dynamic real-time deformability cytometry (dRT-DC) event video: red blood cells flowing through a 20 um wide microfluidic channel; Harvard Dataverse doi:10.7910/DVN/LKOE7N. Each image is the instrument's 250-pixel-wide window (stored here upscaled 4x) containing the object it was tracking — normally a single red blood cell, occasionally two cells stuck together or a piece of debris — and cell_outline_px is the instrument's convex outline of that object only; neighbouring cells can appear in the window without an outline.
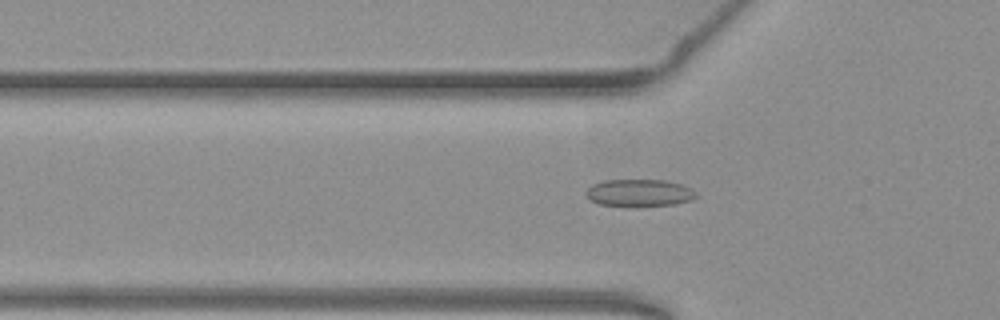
{"species": "common noctule bat (a hibernating species)", "species_latin": "Nyctalus noctula", "temperature_condition": "warm", "stored_images_in_passage": 53, "camera_frame_rate_fps": 3000, "um_per_image_px": 0.085, "animal": {"sex": "female", "body_mass_g": 19.3, "forearm_length_mm": 54.1}, "frame": {"image": 1, "passage_image": 17, "time_ms": 5.333, "image_size_px": [1000, 320], "cell_outline_px": [[696, 196], [692, 200], [672, 204], [600, 204], [592, 200], [588, 196], [588, 188], [592, 184], [604, 180], [664, 180], [680, 184], [696, 192]], "centroid_in_image_um": [54.36, 16.35], "position_along_channel_um": 71.4, "area_um2": 16.47}}
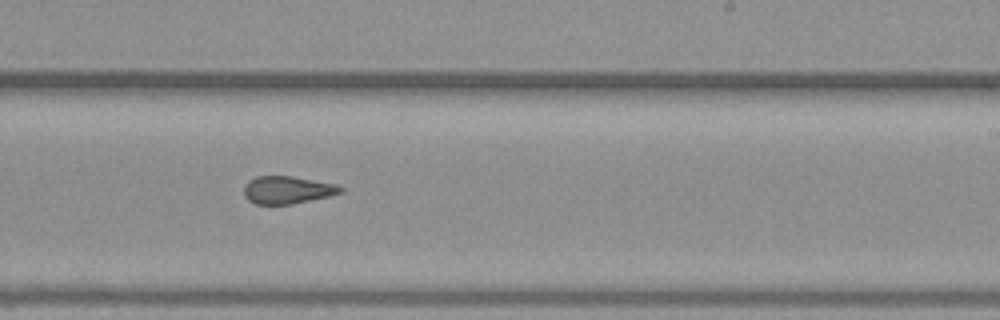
{"frame": {"image": 2, "passage_image": 32, "time_ms": 10.333, "image_size_px": [1000, 320], "cell_outline_px": [[344, 188], [340, 192], [328, 196], [292, 204], [256, 204], [248, 200], [244, 196], [244, 184], [248, 180], [256, 176], [292, 176], [336, 184]], "centroid_in_image_um": [24.37, 16.13], "position_along_channel_um": 264.6, "area_um2": 15.49}}
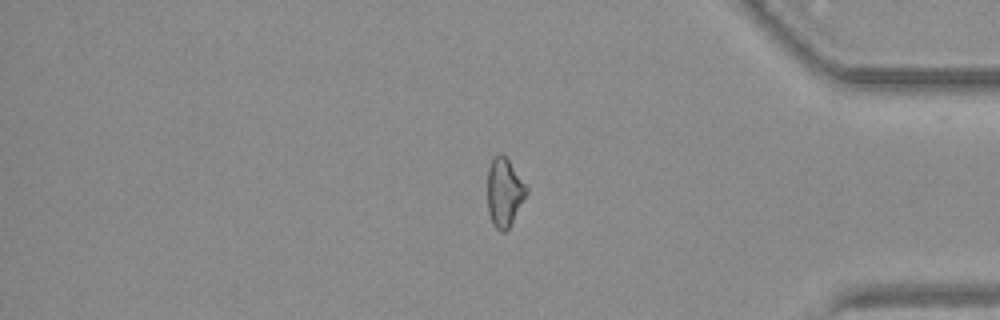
{"frame": {"image": 3, "passage_image": 44, "time_ms": 14.333, "image_size_px": [1000, 320], "cell_outline_px": [[528, 192], [508, 228], [504, 232], [500, 232], [492, 224], [488, 212], [488, 168], [492, 156], [500, 152], [508, 160], [528, 188]], "centroid_in_image_um": [42.84, 16.33], "position_along_channel_um": 392.4, "area_um2": 15.43}, "authors_computed_cell_mechanics": {"area_um2": 16.2996, "velocity_mm_per_s": 3.8486, "shape_relaxation_time_tau1_ms": null, "shape_relaxation_time_tau2_ms": 1.7399, "deformation_change_tau1": null, "deformation_change_tau2": 0.0963}}